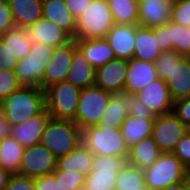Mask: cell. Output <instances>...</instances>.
<instances>
[{
    "label": "cell",
    "mask_w": 190,
    "mask_h": 190,
    "mask_svg": "<svg viewBox=\"0 0 190 190\" xmlns=\"http://www.w3.org/2000/svg\"><path fill=\"white\" fill-rule=\"evenodd\" d=\"M11 127L39 114L45 107V91L35 86H21L0 101Z\"/></svg>",
    "instance_id": "1"
},
{
    "label": "cell",
    "mask_w": 190,
    "mask_h": 190,
    "mask_svg": "<svg viewBox=\"0 0 190 190\" xmlns=\"http://www.w3.org/2000/svg\"><path fill=\"white\" fill-rule=\"evenodd\" d=\"M155 64L174 101L190 97V57L170 50L162 52Z\"/></svg>",
    "instance_id": "2"
},
{
    "label": "cell",
    "mask_w": 190,
    "mask_h": 190,
    "mask_svg": "<svg viewBox=\"0 0 190 190\" xmlns=\"http://www.w3.org/2000/svg\"><path fill=\"white\" fill-rule=\"evenodd\" d=\"M114 18L107 0H92L76 19L74 39L105 38L114 27Z\"/></svg>",
    "instance_id": "3"
},
{
    "label": "cell",
    "mask_w": 190,
    "mask_h": 190,
    "mask_svg": "<svg viewBox=\"0 0 190 190\" xmlns=\"http://www.w3.org/2000/svg\"><path fill=\"white\" fill-rule=\"evenodd\" d=\"M40 143L47 147L56 158H59L82 143V130L74 121L50 118Z\"/></svg>",
    "instance_id": "4"
},
{
    "label": "cell",
    "mask_w": 190,
    "mask_h": 190,
    "mask_svg": "<svg viewBox=\"0 0 190 190\" xmlns=\"http://www.w3.org/2000/svg\"><path fill=\"white\" fill-rule=\"evenodd\" d=\"M82 143L94 155L128 157L129 148L120 128L98 125L88 127L82 130Z\"/></svg>",
    "instance_id": "5"
},
{
    "label": "cell",
    "mask_w": 190,
    "mask_h": 190,
    "mask_svg": "<svg viewBox=\"0 0 190 190\" xmlns=\"http://www.w3.org/2000/svg\"><path fill=\"white\" fill-rule=\"evenodd\" d=\"M81 90L68 81L48 87L45 90V103L51 118L75 121Z\"/></svg>",
    "instance_id": "6"
},
{
    "label": "cell",
    "mask_w": 190,
    "mask_h": 190,
    "mask_svg": "<svg viewBox=\"0 0 190 190\" xmlns=\"http://www.w3.org/2000/svg\"><path fill=\"white\" fill-rule=\"evenodd\" d=\"M55 49V47L44 43L33 42L29 54L18 61L14 70L18 82L22 86L40 88L46 66L50 62Z\"/></svg>",
    "instance_id": "7"
},
{
    "label": "cell",
    "mask_w": 190,
    "mask_h": 190,
    "mask_svg": "<svg viewBox=\"0 0 190 190\" xmlns=\"http://www.w3.org/2000/svg\"><path fill=\"white\" fill-rule=\"evenodd\" d=\"M112 95L97 86L81 90L74 121L81 130L98 125Z\"/></svg>",
    "instance_id": "8"
},
{
    "label": "cell",
    "mask_w": 190,
    "mask_h": 190,
    "mask_svg": "<svg viewBox=\"0 0 190 190\" xmlns=\"http://www.w3.org/2000/svg\"><path fill=\"white\" fill-rule=\"evenodd\" d=\"M143 171L146 185L151 190H161L183 181L187 168L173 153H162L152 166Z\"/></svg>",
    "instance_id": "9"
},
{
    "label": "cell",
    "mask_w": 190,
    "mask_h": 190,
    "mask_svg": "<svg viewBox=\"0 0 190 190\" xmlns=\"http://www.w3.org/2000/svg\"><path fill=\"white\" fill-rule=\"evenodd\" d=\"M127 164L124 157L94 155L83 190H115L117 173Z\"/></svg>",
    "instance_id": "10"
},
{
    "label": "cell",
    "mask_w": 190,
    "mask_h": 190,
    "mask_svg": "<svg viewBox=\"0 0 190 190\" xmlns=\"http://www.w3.org/2000/svg\"><path fill=\"white\" fill-rule=\"evenodd\" d=\"M190 129L173 113L157 115L152 130V138L162 153H172L177 143Z\"/></svg>",
    "instance_id": "11"
},
{
    "label": "cell",
    "mask_w": 190,
    "mask_h": 190,
    "mask_svg": "<svg viewBox=\"0 0 190 190\" xmlns=\"http://www.w3.org/2000/svg\"><path fill=\"white\" fill-rule=\"evenodd\" d=\"M57 167V158L43 144L25 147L19 175L36 178L52 174Z\"/></svg>",
    "instance_id": "12"
},
{
    "label": "cell",
    "mask_w": 190,
    "mask_h": 190,
    "mask_svg": "<svg viewBox=\"0 0 190 190\" xmlns=\"http://www.w3.org/2000/svg\"><path fill=\"white\" fill-rule=\"evenodd\" d=\"M73 59V39L55 49L50 62L46 66L40 88L44 91L57 83L66 81L67 73Z\"/></svg>",
    "instance_id": "13"
},
{
    "label": "cell",
    "mask_w": 190,
    "mask_h": 190,
    "mask_svg": "<svg viewBox=\"0 0 190 190\" xmlns=\"http://www.w3.org/2000/svg\"><path fill=\"white\" fill-rule=\"evenodd\" d=\"M128 60L115 59L96 69L95 86L112 94L124 93Z\"/></svg>",
    "instance_id": "14"
},
{
    "label": "cell",
    "mask_w": 190,
    "mask_h": 190,
    "mask_svg": "<svg viewBox=\"0 0 190 190\" xmlns=\"http://www.w3.org/2000/svg\"><path fill=\"white\" fill-rule=\"evenodd\" d=\"M136 96L156 116L172 112L174 100L167 84L160 77L149 83Z\"/></svg>",
    "instance_id": "15"
},
{
    "label": "cell",
    "mask_w": 190,
    "mask_h": 190,
    "mask_svg": "<svg viewBox=\"0 0 190 190\" xmlns=\"http://www.w3.org/2000/svg\"><path fill=\"white\" fill-rule=\"evenodd\" d=\"M175 0H141L138 1V25L155 28L171 21Z\"/></svg>",
    "instance_id": "16"
},
{
    "label": "cell",
    "mask_w": 190,
    "mask_h": 190,
    "mask_svg": "<svg viewBox=\"0 0 190 190\" xmlns=\"http://www.w3.org/2000/svg\"><path fill=\"white\" fill-rule=\"evenodd\" d=\"M157 78L159 76L155 63L132 58L128 60L124 93L136 95Z\"/></svg>",
    "instance_id": "17"
},
{
    "label": "cell",
    "mask_w": 190,
    "mask_h": 190,
    "mask_svg": "<svg viewBox=\"0 0 190 190\" xmlns=\"http://www.w3.org/2000/svg\"><path fill=\"white\" fill-rule=\"evenodd\" d=\"M50 118L51 115L45 107L39 114L23 123L11 127V136L23 147H30L35 144H39L45 126Z\"/></svg>",
    "instance_id": "18"
},
{
    "label": "cell",
    "mask_w": 190,
    "mask_h": 190,
    "mask_svg": "<svg viewBox=\"0 0 190 190\" xmlns=\"http://www.w3.org/2000/svg\"><path fill=\"white\" fill-rule=\"evenodd\" d=\"M96 69L73 39V59L66 81L80 89L95 86Z\"/></svg>",
    "instance_id": "19"
},
{
    "label": "cell",
    "mask_w": 190,
    "mask_h": 190,
    "mask_svg": "<svg viewBox=\"0 0 190 190\" xmlns=\"http://www.w3.org/2000/svg\"><path fill=\"white\" fill-rule=\"evenodd\" d=\"M136 25L115 24L105 37L116 59L131 60L134 53Z\"/></svg>",
    "instance_id": "20"
},
{
    "label": "cell",
    "mask_w": 190,
    "mask_h": 190,
    "mask_svg": "<svg viewBox=\"0 0 190 190\" xmlns=\"http://www.w3.org/2000/svg\"><path fill=\"white\" fill-rule=\"evenodd\" d=\"M26 30L32 42L44 43L55 48L72 40L63 29L43 17Z\"/></svg>",
    "instance_id": "21"
},
{
    "label": "cell",
    "mask_w": 190,
    "mask_h": 190,
    "mask_svg": "<svg viewBox=\"0 0 190 190\" xmlns=\"http://www.w3.org/2000/svg\"><path fill=\"white\" fill-rule=\"evenodd\" d=\"M42 17L63 29L72 39L76 33V18L64 0H42Z\"/></svg>",
    "instance_id": "22"
},
{
    "label": "cell",
    "mask_w": 190,
    "mask_h": 190,
    "mask_svg": "<svg viewBox=\"0 0 190 190\" xmlns=\"http://www.w3.org/2000/svg\"><path fill=\"white\" fill-rule=\"evenodd\" d=\"M161 53L154 28L136 25L133 58L155 63Z\"/></svg>",
    "instance_id": "23"
},
{
    "label": "cell",
    "mask_w": 190,
    "mask_h": 190,
    "mask_svg": "<svg viewBox=\"0 0 190 190\" xmlns=\"http://www.w3.org/2000/svg\"><path fill=\"white\" fill-rule=\"evenodd\" d=\"M75 42L95 69L116 59L114 51L106 38L75 39Z\"/></svg>",
    "instance_id": "24"
},
{
    "label": "cell",
    "mask_w": 190,
    "mask_h": 190,
    "mask_svg": "<svg viewBox=\"0 0 190 190\" xmlns=\"http://www.w3.org/2000/svg\"><path fill=\"white\" fill-rule=\"evenodd\" d=\"M93 159L94 154L83 143H81L70 153L57 158L56 170L79 172L88 176L91 172Z\"/></svg>",
    "instance_id": "25"
},
{
    "label": "cell",
    "mask_w": 190,
    "mask_h": 190,
    "mask_svg": "<svg viewBox=\"0 0 190 190\" xmlns=\"http://www.w3.org/2000/svg\"><path fill=\"white\" fill-rule=\"evenodd\" d=\"M155 118H144L127 114L120 129L128 148L139 143L142 139L152 136Z\"/></svg>",
    "instance_id": "26"
},
{
    "label": "cell",
    "mask_w": 190,
    "mask_h": 190,
    "mask_svg": "<svg viewBox=\"0 0 190 190\" xmlns=\"http://www.w3.org/2000/svg\"><path fill=\"white\" fill-rule=\"evenodd\" d=\"M161 154L159 146L150 136L129 148L127 164L139 169H145L152 166Z\"/></svg>",
    "instance_id": "27"
},
{
    "label": "cell",
    "mask_w": 190,
    "mask_h": 190,
    "mask_svg": "<svg viewBox=\"0 0 190 190\" xmlns=\"http://www.w3.org/2000/svg\"><path fill=\"white\" fill-rule=\"evenodd\" d=\"M16 27L26 29L42 18V0H7Z\"/></svg>",
    "instance_id": "28"
},
{
    "label": "cell",
    "mask_w": 190,
    "mask_h": 190,
    "mask_svg": "<svg viewBox=\"0 0 190 190\" xmlns=\"http://www.w3.org/2000/svg\"><path fill=\"white\" fill-rule=\"evenodd\" d=\"M24 150L25 147L12 136L1 139L0 166L11 175L19 174Z\"/></svg>",
    "instance_id": "29"
},
{
    "label": "cell",
    "mask_w": 190,
    "mask_h": 190,
    "mask_svg": "<svg viewBox=\"0 0 190 190\" xmlns=\"http://www.w3.org/2000/svg\"><path fill=\"white\" fill-rule=\"evenodd\" d=\"M127 114V93L113 94L98 126L120 128Z\"/></svg>",
    "instance_id": "30"
},
{
    "label": "cell",
    "mask_w": 190,
    "mask_h": 190,
    "mask_svg": "<svg viewBox=\"0 0 190 190\" xmlns=\"http://www.w3.org/2000/svg\"><path fill=\"white\" fill-rule=\"evenodd\" d=\"M0 39L9 46L18 60L24 59L29 54L33 44L27 30L21 27H15L0 35Z\"/></svg>",
    "instance_id": "31"
},
{
    "label": "cell",
    "mask_w": 190,
    "mask_h": 190,
    "mask_svg": "<svg viewBox=\"0 0 190 190\" xmlns=\"http://www.w3.org/2000/svg\"><path fill=\"white\" fill-rule=\"evenodd\" d=\"M115 24L138 25V2L136 0H107Z\"/></svg>",
    "instance_id": "32"
},
{
    "label": "cell",
    "mask_w": 190,
    "mask_h": 190,
    "mask_svg": "<svg viewBox=\"0 0 190 190\" xmlns=\"http://www.w3.org/2000/svg\"><path fill=\"white\" fill-rule=\"evenodd\" d=\"M144 185L146 181L143 169L126 164L117 173L115 190H140Z\"/></svg>",
    "instance_id": "33"
},
{
    "label": "cell",
    "mask_w": 190,
    "mask_h": 190,
    "mask_svg": "<svg viewBox=\"0 0 190 190\" xmlns=\"http://www.w3.org/2000/svg\"><path fill=\"white\" fill-rule=\"evenodd\" d=\"M170 41L173 51L190 57V27L170 21Z\"/></svg>",
    "instance_id": "34"
},
{
    "label": "cell",
    "mask_w": 190,
    "mask_h": 190,
    "mask_svg": "<svg viewBox=\"0 0 190 190\" xmlns=\"http://www.w3.org/2000/svg\"><path fill=\"white\" fill-rule=\"evenodd\" d=\"M59 181L61 190H83L86 176L79 172H68L65 170H55L52 173Z\"/></svg>",
    "instance_id": "35"
},
{
    "label": "cell",
    "mask_w": 190,
    "mask_h": 190,
    "mask_svg": "<svg viewBox=\"0 0 190 190\" xmlns=\"http://www.w3.org/2000/svg\"><path fill=\"white\" fill-rule=\"evenodd\" d=\"M21 86L15 71L0 70V101L18 90Z\"/></svg>",
    "instance_id": "36"
},
{
    "label": "cell",
    "mask_w": 190,
    "mask_h": 190,
    "mask_svg": "<svg viewBox=\"0 0 190 190\" xmlns=\"http://www.w3.org/2000/svg\"><path fill=\"white\" fill-rule=\"evenodd\" d=\"M171 21L190 27V0H175L171 13Z\"/></svg>",
    "instance_id": "37"
},
{
    "label": "cell",
    "mask_w": 190,
    "mask_h": 190,
    "mask_svg": "<svg viewBox=\"0 0 190 190\" xmlns=\"http://www.w3.org/2000/svg\"><path fill=\"white\" fill-rule=\"evenodd\" d=\"M128 114L144 118H156L153 111L139 101L135 94H127Z\"/></svg>",
    "instance_id": "38"
},
{
    "label": "cell",
    "mask_w": 190,
    "mask_h": 190,
    "mask_svg": "<svg viewBox=\"0 0 190 190\" xmlns=\"http://www.w3.org/2000/svg\"><path fill=\"white\" fill-rule=\"evenodd\" d=\"M172 153L186 168L190 166V131L180 139Z\"/></svg>",
    "instance_id": "39"
},
{
    "label": "cell",
    "mask_w": 190,
    "mask_h": 190,
    "mask_svg": "<svg viewBox=\"0 0 190 190\" xmlns=\"http://www.w3.org/2000/svg\"><path fill=\"white\" fill-rule=\"evenodd\" d=\"M18 61L9 46L0 39V70L14 71Z\"/></svg>",
    "instance_id": "40"
},
{
    "label": "cell",
    "mask_w": 190,
    "mask_h": 190,
    "mask_svg": "<svg viewBox=\"0 0 190 190\" xmlns=\"http://www.w3.org/2000/svg\"><path fill=\"white\" fill-rule=\"evenodd\" d=\"M172 112L190 129V97L175 100Z\"/></svg>",
    "instance_id": "41"
},
{
    "label": "cell",
    "mask_w": 190,
    "mask_h": 190,
    "mask_svg": "<svg viewBox=\"0 0 190 190\" xmlns=\"http://www.w3.org/2000/svg\"><path fill=\"white\" fill-rule=\"evenodd\" d=\"M5 190H35L34 178L19 174L11 175Z\"/></svg>",
    "instance_id": "42"
},
{
    "label": "cell",
    "mask_w": 190,
    "mask_h": 190,
    "mask_svg": "<svg viewBox=\"0 0 190 190\" xmlns=\"http://www.w3.org/2000/svg\"><path fill=\"white\" fill-rule=\"evenodd\" d=\"M12 12L9 7L8 1L0 3V35L7 33L11 29L15 28Z\"/></svg>",
    "instance_id": "43"
},
{
    "label": "cell",
    "mask_w": 190,
    "mask_h": 190,
    "mask_svg": "<svg viewBox=\"0 0 190 190\" xmlns=\"http://www.w3.org/2000/svg\"><path fill=\"white\" fill-rule=\"evenodd\" d=\"M154 35L157 36L158 45L162 52L172 50V41H170V21L167 24L155 27Z\"/></svg>",
    "instance_id": "44"
},
{
    "label": "cell",
    "mask_w": 190,
    "mask_h": 190,
    "mask_svg": "<svg viewBox=\"0 0 190 190\" xmlns=\"http://www.w3.org/2000/svg\"><path fill=\"white\" fill-rule=\"evenodd\" d=\"M35 190H61L59 181H56L53 174L34 178Z\"/></svg>",
    "instance_id": "45"
},
{
    "label": "cell",
    "mask_w": 190,
    "mask_h": 190,
    "mask_svg": "<svg viewBox=\"0 0 190 190\" xmlns=\"http://www.w3.org/2000/svg\"><path fill=\"white\" fill-rule=\"evenodd\" d=\"M71 14L78 19L92 0H64Z\"/></svg>",
    "instance_id": "46"
},
{
    "label": "cell",
    "mask_w": 190,
    "mask_h": 190,
    "mask_svg": "<svg viewBox=\"0 0 190 190\" xmlns=\"http://www.w3.org/2000/svg\"><path fill=\"white\" fill-rule=\"evenodd\" d=\"M9 136H11V125L0 107V140Z\"/></svg>",
    "instance_id": "47"
},
{
    "label": "cell",
    "mask_w": 190,
    "mask_h": 190,
    "mask_svg": "<svg viewBox=\"0 0 190 190\" xmlns=\"http://www.w3.org/2000/svg\"><path fill=\"white\" fill-rule=\"evenodd\" d=\"M11 174L0 166V190H5Z\"/></svg>",
    "instance_id": "48"
},
{
    "label": "cell",
    "mask_w": 190,
    "mask_h": 190,
    "mask_svg": "<svg viewBox=\"0 0 190 190\" xmlns=\"http://www.w3.org/2000/svg\"><path fill=\"white\" fill-rule=\"evenodd\" d=\"M161 190H187L186 185H185V181H181L179 183L176 184H172L169 185L167 187H165L164 189Z\"/></svg>",
    "instance_id": "49"
},
{
    "label": "cell",
    "mask_w": 190,
    "mask_h": 190,
    "mask_svg": "<svg viewBox=\"0 0 190 190\" xmlns=\"http://www.w3.org/2000/svg\"><path fill=\"white\" fill-rule=\"evenodd\" d=\"M184 181H185V185H186L187 190H190V177L187 174L185 176Z\"/></svg>",
    "instance_id": "50"
},
{
    "label": "cell",
    "mask_w": 190,
    "mask_h": 190,
    "mask_svg": "<svg viewBox=\"0 0 190 190\" xmlns=\"http://www.w3.org/2000/svg\"><path fill=\"white\" fill-rule=\"evenodd\" d=\"M140 190H151L147 185L140 187Z\"/></svg>",
    "instance_id": "51"
},
{
    "label": "cell",
    "mask_w": 190,
    "mask_h": 190,
    "mask_svg": "<svg viewBox=\"0 0 190 190\" xmlns=\"http://www.w3.org/2000/svg\"><path fill=\"white\" fill-rule=\"evenodd\" d=\"M186 174L190 177V166L187 168Z\"/></svg>",
    "instance_id": "52"
}]
</instances>
